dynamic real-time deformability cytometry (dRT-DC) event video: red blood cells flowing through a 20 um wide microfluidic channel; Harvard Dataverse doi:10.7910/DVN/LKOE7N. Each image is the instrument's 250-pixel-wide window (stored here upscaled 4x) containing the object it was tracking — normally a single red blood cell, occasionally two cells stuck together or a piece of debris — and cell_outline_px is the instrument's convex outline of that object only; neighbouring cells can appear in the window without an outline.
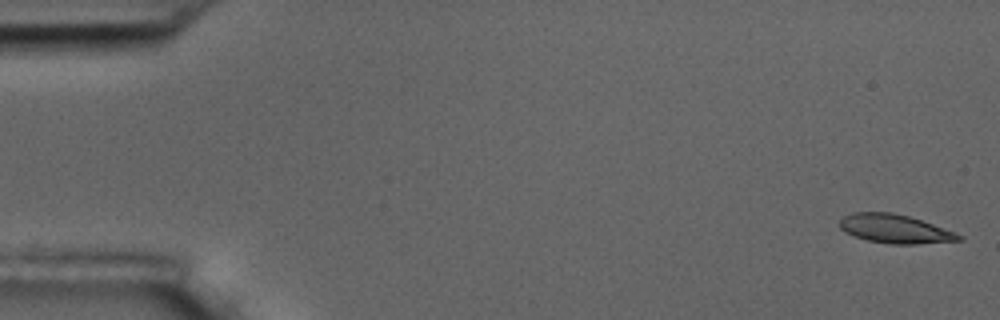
{"species": "common noctule bat (a hibernating species)", "species_latin": "Nyctalus noctula", "temperature_condition": "room temperature", "stored_images_in_passage": 5, "camera_frame_rate_fps": 3000, "um_per_image_px": 0.085, "animal": {"sex": "male", "body_mass_g": 17.5, "forearm_length_mm": 52.3}, "frame": {"image": 1, "passage_image": 1, "time_ms": 0.0, "image_size_px": [1000, 320], "cell_outline_px": [[964, 240], [916, 244], [888, 244], [868, 240], [844, 232], [840, 228], [840, 220], [844, 216], [852, 212], [892, 212], [908, 216], [956, 232], [964, 236]], "centroid_in_image_um": [76.08, 19.45], "position_along_channel_um": 8.9, "area_um2": 19.94}}
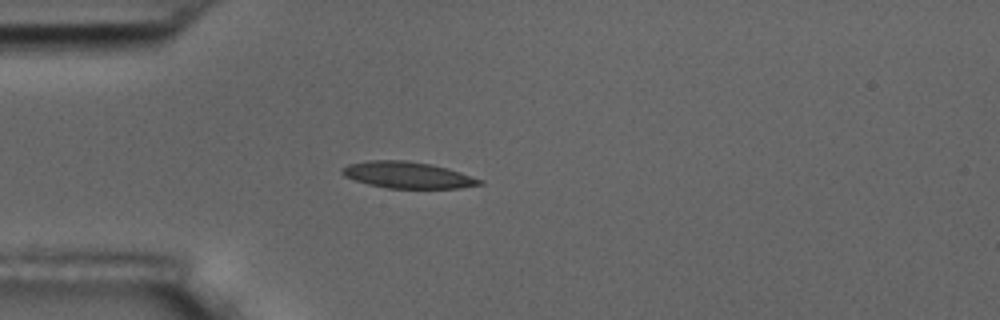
{"frame": {"image": 2, "passage_image": 5, "time_ms": 4.667, "image_size_px": [1000, 320], "cell_outline_px": [[484, 184], [460, 188], [388, 188], [368, 184], [344, 176], [340, 172], [340, 168], [348, 164], [368, 160], [408, 160], [448, 168], [484, 180]], "centroid_in_image_um": [34.64, 14.87], "position_along_channel_um": 50.4, "area_um2": 21.27}}